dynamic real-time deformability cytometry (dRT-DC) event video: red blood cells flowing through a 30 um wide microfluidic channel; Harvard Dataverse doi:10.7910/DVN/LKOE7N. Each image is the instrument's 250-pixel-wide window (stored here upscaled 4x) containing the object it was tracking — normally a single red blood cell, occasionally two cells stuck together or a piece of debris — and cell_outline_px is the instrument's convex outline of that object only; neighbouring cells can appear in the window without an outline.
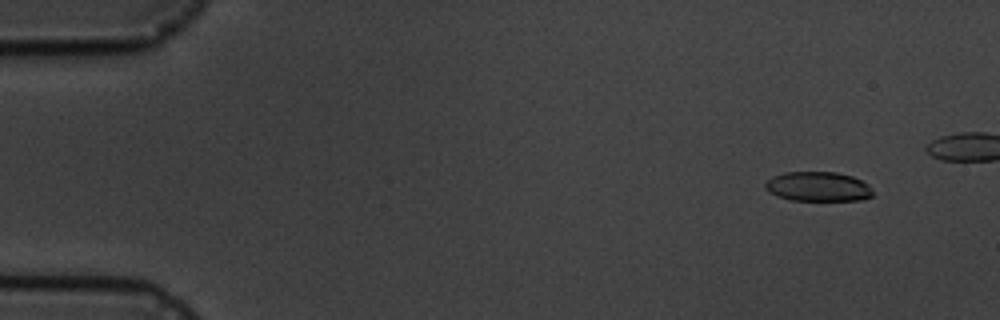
{"species": "common noctule bat (a hibernating species)", "species_latin": "Nyctalus noctula", "temperature_condition": "cold", "stored_images_in_passage": 6, "camera_frame_rate_fps": 3000, "um_per_image_px": 0.085, "animal": {"sex": "male", "body_mass_g": 19.5, "forearm_length_mm": 54.6}, "frame": {"image": 1, "passage_image": 2, "time_ms": 1.0, "image_size_px": [1000, 320], "cell_outline_px": [[872, 196], [860, 200], [792, 200], [776, 196], [768, 192], [764, 188], [764, 184], [772, 176], [784, 172], [836, 172], [852, 176], [868, 184], [872, 192]], "centroid_in_image_um": [69.49, 15.85], "position_along_channel_um": 15.5, "area_um2": 18.55}}
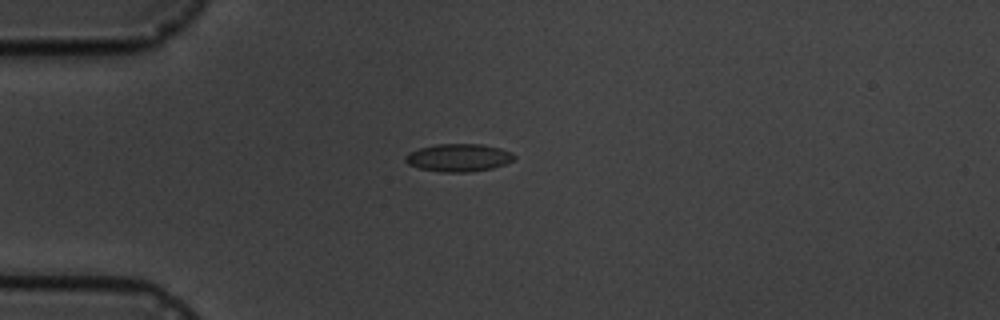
{"frame": {"image": 2, "passage_image": 6, "time_ms": 6.667, "image_size_px": [1000, 320], "cell_outline_px": [[516, 156], [512, 160], [504, 164], [492, 168], [468, 172], [440, 172], [420, 168], [408, 164], [404, 160], [404, 156], [408, 152], [420, 148], [436, 144], [484, 144], [500, 148], [512, 152]], "centroid_in_image_um": [38.96, 13.39], "position_along_channel_um": 46.0, "area_um2": 17.63}}